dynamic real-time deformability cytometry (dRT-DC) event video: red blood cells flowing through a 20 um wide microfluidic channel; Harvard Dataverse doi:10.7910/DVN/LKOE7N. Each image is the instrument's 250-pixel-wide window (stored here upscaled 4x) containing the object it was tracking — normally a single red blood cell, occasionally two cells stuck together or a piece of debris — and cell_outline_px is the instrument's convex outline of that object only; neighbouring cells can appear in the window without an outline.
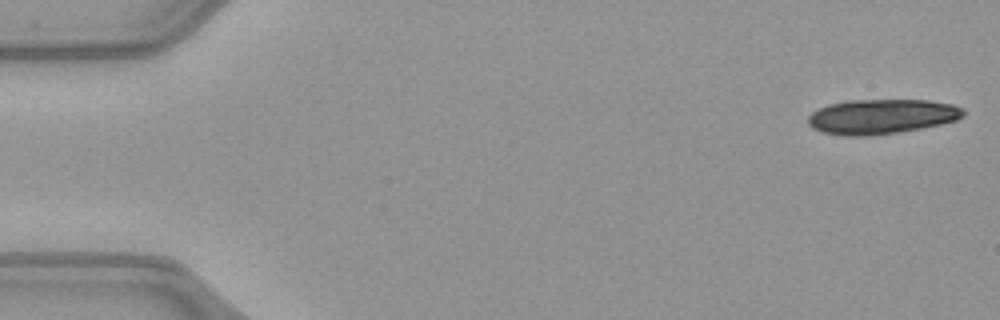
{"species": "common noctule bat (a hibernating species)", "species_latin": "Nyctalus noctula", "temperature_condition": "warm", "stored_images_in_passage": 17, "camera_frame_rate_fps": 3000, "um_per_image_px": 0.085, "animal": {"sex": "female", "body_mass_g": 21.9}, "frame": {"image": 1, "passage_image": 1, "time_ms": 0.0, "image_size_px": [1000, 320], "cell_outline_px": [[964, 116], [956, 120], [940, 124], [920, 128], [896, 132], [868, 136], [844, 136], [824, 132], [812, 128], [808, 124], [808, 116], [812, 112], [828, 104], [848, 100], [928, 100], [952, 104], [964, 108]], "centroid_in_image_um": [74.92, 9.9], "position_along_channel_um": 10.1, "area_um2": 31.44}}